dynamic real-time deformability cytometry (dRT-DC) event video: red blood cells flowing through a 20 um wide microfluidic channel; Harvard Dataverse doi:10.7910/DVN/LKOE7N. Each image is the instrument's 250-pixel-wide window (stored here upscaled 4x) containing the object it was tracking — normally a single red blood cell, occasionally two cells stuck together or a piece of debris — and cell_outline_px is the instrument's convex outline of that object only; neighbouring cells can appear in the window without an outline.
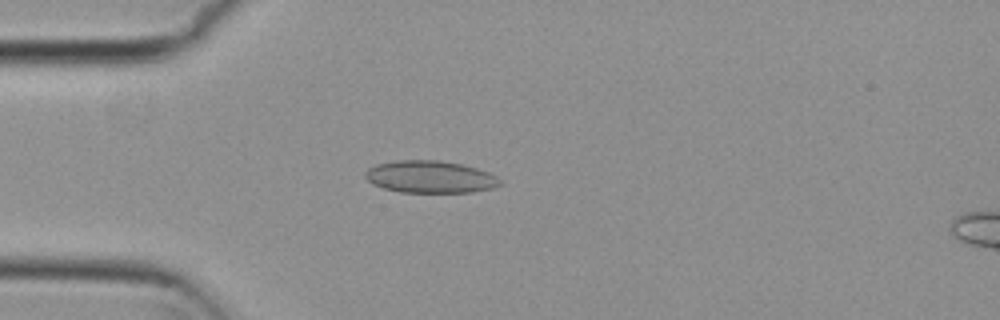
{"species": "common noctule bat (a hibernating species)", "species_latin": "Nyctalus noctula", "temperature_condition": "cold", "stored_images_in_passage": 5, "camera_frame_rate_fps": 3000, "um_per_image_px": 0.085, "animal": {"sex": "female", "body_mass_g": 29.2, "forearm_length_mm": 56.3}, "frame": {"image": 1, "passage_image": 4, "time_ms": 1.0, "image_size_px": [1000, 320], "cell_outline_px": [[504, 184], [492, 188], [472, 192], [400, 192], [384, 188], [372, 184], [364, 176], [364, 172], [368, 168], [376, 164], [396, 160], [440, 160], [464, 164], [488, 172], [496, 176]], "centroid_in_image_um": [36.56, 15.02], "position_along_channel_um": 48.4, "area_um2": 25.49}}